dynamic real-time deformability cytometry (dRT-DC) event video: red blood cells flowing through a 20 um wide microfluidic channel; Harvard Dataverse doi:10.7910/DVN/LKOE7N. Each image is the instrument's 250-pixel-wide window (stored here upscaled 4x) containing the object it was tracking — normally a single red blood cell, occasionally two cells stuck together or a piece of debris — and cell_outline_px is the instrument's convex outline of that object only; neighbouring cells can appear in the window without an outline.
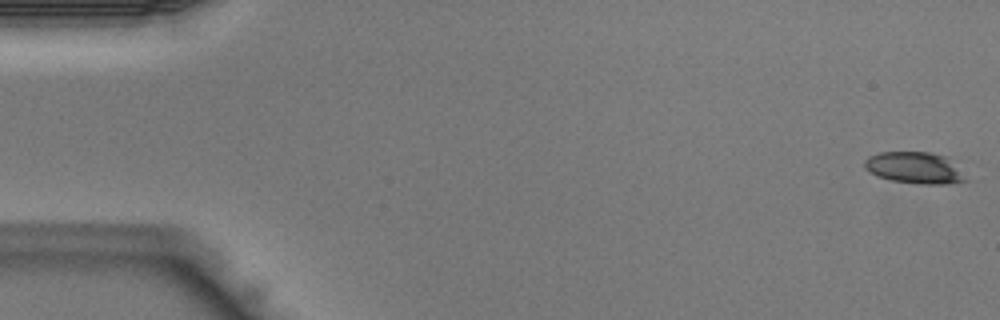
{"species": "Egyptian fruit bat (a non-hibernating species)", "species_latin": "Rousettus aegyptiacus", "temperature_condition": "warm", "stored_images_in_passage": 8, "camera_frame_rate_fps": 3000, "um_per_image_px": 0.085, "animal": {"sex": "male"}, "frame": {"image": 1, "passage_image": 1, "time_ms": 0.0, "image_size_px": [1000, 320], "cell_outline_px": [[968, 180], [948, 184], [924, 184], [892, 180], [876, 176], [868, 172], [864, 168], [864, 160], [868, 156], [880, 152], [932, 152], [944, 156]], "centroid_in_image_um": [77.65, 14.26], "position_along_channel_um": 7.4, "area_um2": 18.32}}